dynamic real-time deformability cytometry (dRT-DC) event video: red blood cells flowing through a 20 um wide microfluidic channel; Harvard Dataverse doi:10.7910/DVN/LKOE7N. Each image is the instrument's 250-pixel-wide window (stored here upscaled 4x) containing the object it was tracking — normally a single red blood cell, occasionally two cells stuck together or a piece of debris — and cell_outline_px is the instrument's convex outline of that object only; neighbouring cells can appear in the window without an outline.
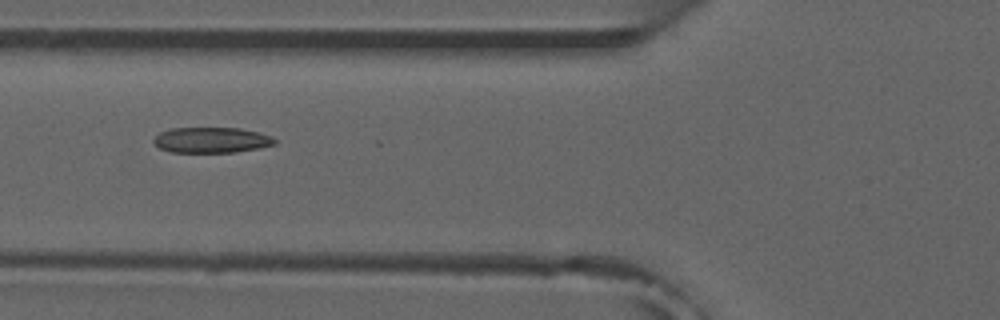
{"species": "common noctule bat (a hibernating species)", "species_latin": "Nyctalus noctula", "temperature_condition": "room temperature", "stored_images_in_passage": 11, "camera_frame_rate_fps": 3000, "um_per_image_px": 0.085, "animal": {"sex": "male", "forearm_length_mm": 52.5}, "frame": {"image": 1, "passage_image": 4, "time_ms": 1.0, "image_size_px": [1000, 320], "cell_outline_px": [[276, 144], [260, 148], [236, 152], [172, 152], [160, 148], [152, 140], [160, 132], [172, 128], [240, 128], [260, 132], [272, 136], [276, 140]], "centroid_in_image_um": [18.02, 11.9], "position_along_channel_um": 107.8, "area_um2": 18.09}}
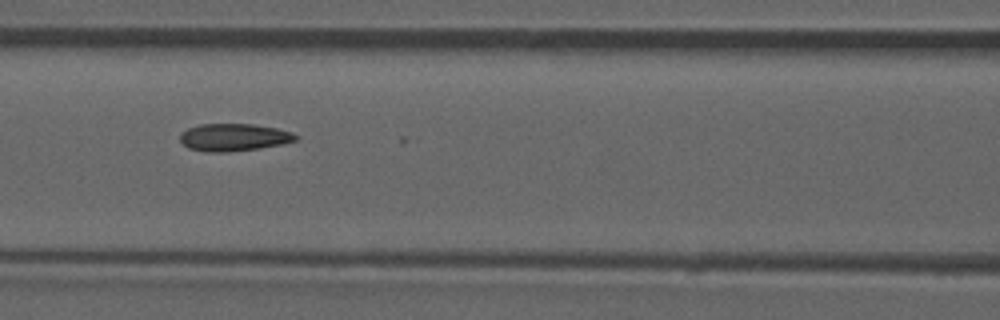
{"frame": {"image": 2, "passage_image": 7, "time_ms": 2.0, "image_size_px": [1000, 320], "cell_outline_px": [[300, 136], [296, 140], [280, 144], [260, 148], [228, 152], [208, 152], [188, 148], [180, 140], [180, 136], [188, 128], [200, 124], [252, 124], [276, 128], [292, 132]], "centroid_in_image_um": [19.89, 11.67], "position_along_channel_um": 146.7, "area_um2": 18.38}}